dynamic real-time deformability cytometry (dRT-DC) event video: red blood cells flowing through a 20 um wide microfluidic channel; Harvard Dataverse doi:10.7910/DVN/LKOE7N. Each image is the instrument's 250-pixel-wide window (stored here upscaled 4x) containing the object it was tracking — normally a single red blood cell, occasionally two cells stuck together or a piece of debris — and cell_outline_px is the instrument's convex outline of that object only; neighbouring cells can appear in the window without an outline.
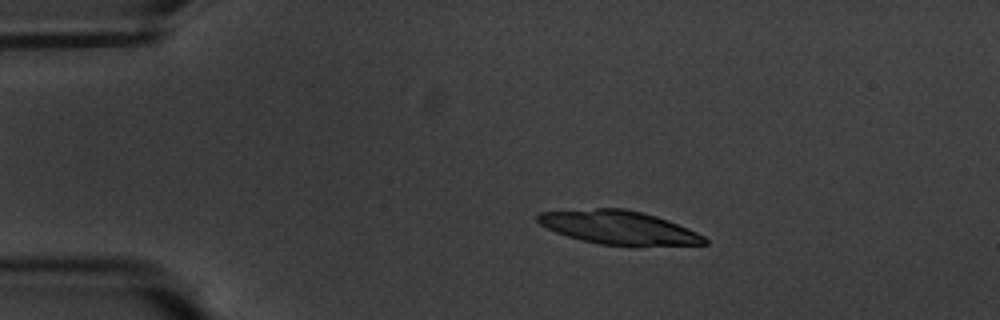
{"species": "common noctule bat (a hibernating species)", "species_latin": "Nyctalus noctula", "temperature_condition": "warm", "stored_images_in_passage": 18, "camera_frame_rate_fps": 3000, "um_per_image_px": 0.085, "animal": {"sex": "male", "body_mass_g": 20.1, "forearm_length_mm": 53.5}, "frame": {"image": 1, "passage_image": 11, "time_ms": 3.333, "image_size_px": [1000, 320], "cell_outline_px": [[708, 244], [600, 244], [580, 240], [556, 232], [540, 224], [536, 220], [536, 216], [540, 212], [596, 208], [624, 208], [656, 216], [668, 220], [688, 228], [704, 236], [708, 240]], "centroid_in_image_um": [52.54, 19.31], "position_along_channel_um": 32.5, "area_um2": 31.85}}